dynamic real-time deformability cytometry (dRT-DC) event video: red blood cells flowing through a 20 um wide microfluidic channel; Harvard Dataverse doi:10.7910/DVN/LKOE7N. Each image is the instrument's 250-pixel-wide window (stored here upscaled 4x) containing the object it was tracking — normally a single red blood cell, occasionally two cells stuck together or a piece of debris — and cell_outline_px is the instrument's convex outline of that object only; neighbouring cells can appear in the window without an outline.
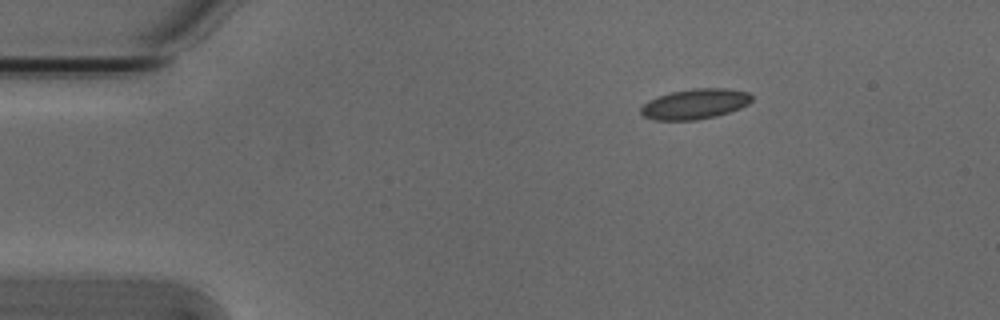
{"species": "Egyptian fruit bat (a non-hibernating species)", "species_latin": "Rousettus aegyptiacus", "temperature_condition": "cold", "stored_images_in_passage": 3, "camera_frame_rate_fps": 3000, "um_per_image_px": 0.085, "animal": {"sex": "male"}, "frame": {"image": 1, "passage_image": 1, "time_ms": 0.0, "image_size_px": [1000, 320], "cell_outline_px": [[752, 100], [748, 104], [740, 108], [716, 116], [696, 120], [652, 120], [644, 116], [640, 112], [640, 108], [648, 100], [672, 92], [692, 88], [724, 88], [748, 92], [752, 96]], "centroid_in_image_um": [59.07, 8.84], "position_along_channel_um": 25.9, "area_um2": 19.48}}
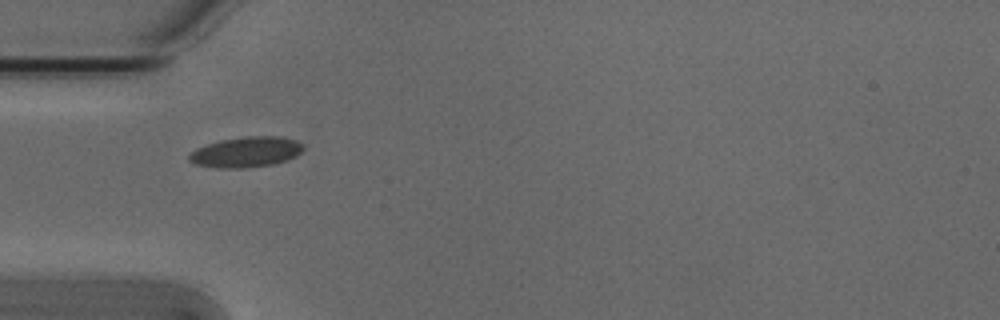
{"frame": {"image": 2, "passage_image": 3, "time_ms": 0.667, "image_size_px": [1000, 320], "cell_outline_px": [[304, 148], [296, 156], [272, 164], [244, 168], [216, 168], [196, 164], [188, 160], [188, 156], [196, 148], [220, 140], [248, 136], [284, 136], [296, 140]], "centroid_in_image_um": [20.9, 12.92], "position_along_channel_um": 64.1, "area_um2": 20.11}}